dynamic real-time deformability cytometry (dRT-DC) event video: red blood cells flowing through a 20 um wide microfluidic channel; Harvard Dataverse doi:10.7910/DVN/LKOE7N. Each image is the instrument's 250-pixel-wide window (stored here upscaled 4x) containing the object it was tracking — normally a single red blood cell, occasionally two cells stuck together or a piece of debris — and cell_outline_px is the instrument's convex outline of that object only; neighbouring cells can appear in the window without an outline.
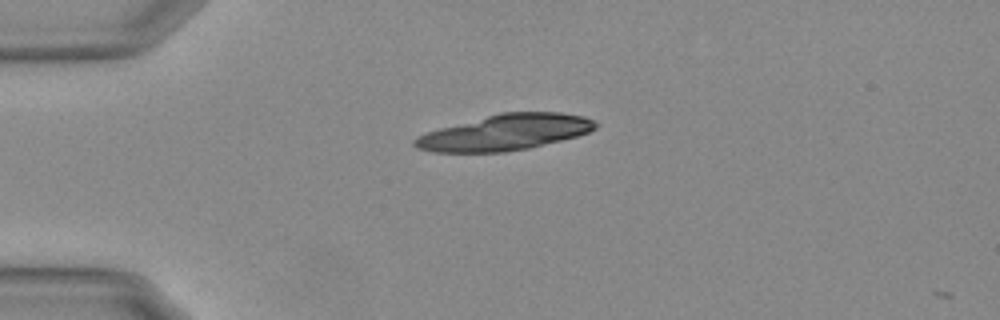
{"species": "Egyptian fruit bat (a non-hibernating species)", "species_latin": "Rousettus aegyptiacus", "temperature_condition": "warm", "stored_images_in_passage": 3, "camera_frame_rate_fps": 3000, "um_per_image_px": 0.085, "animal": {"sex": "female"}, "frame": {"image": 1, "passage_image": 1, "time_ms": 0.0, "image_size_px": [1000, 320], "cell_outline_px": [[600, 124], [596, 128], [588, 132], [576, 136], [528, 148], [504, 152], [432, 152], [416, 148], [412, 144], [412, 140], [416, 136], [440, 128], [500, 112], [560, 112], [584, 116]], "centroid_in_image_um": [42.91, 11.25], "position_along_channel_um": 42.1, "area_um2": 37.57}}